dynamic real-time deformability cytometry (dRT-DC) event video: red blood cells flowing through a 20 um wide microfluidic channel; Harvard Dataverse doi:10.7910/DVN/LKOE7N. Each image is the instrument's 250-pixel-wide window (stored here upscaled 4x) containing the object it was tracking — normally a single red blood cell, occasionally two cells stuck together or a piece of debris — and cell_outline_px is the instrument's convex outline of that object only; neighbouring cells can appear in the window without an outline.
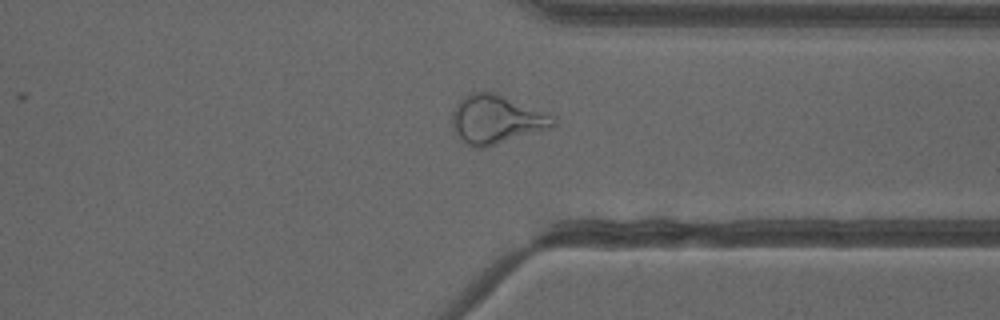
{"species": "common noctule bat (a hibernating species)", "species_latin": "Nyctalus noctula", "temperature_condition": "cold", "stored_images_in_passage": 44, "camera_frame_rate_fps": 3000, "um_per_image_px": 0.085, "animal": {"sex": "female"}, "frame": {"image": 1, "passage_image": 32, "time_ms": 10.333, "image_size_px": [1000, 320], "cell_outline_px": [[556, 124], [552, 128], [484, 148], [472, 148], [460, 140], [452, 128], [452, 112], [456, 104], [464, 96], [472, 92], [496, 92], [556, 116]], "centroid_in_image_um": [42.19, 10.16], "position_along_channel_um": 369.2, "area_um2": 29.13}, "authors_computed_cell_mechanics": {"area_um2": 29.1023, "velocity_mm_per_s": 3.9877, "shape_relaxation_time_tau1_ms": null, "shape_relaxation_time_tau2_ms": 1.4604, "deformation_change_tau1": null, "deformation_change_tau2": 0.1004}}